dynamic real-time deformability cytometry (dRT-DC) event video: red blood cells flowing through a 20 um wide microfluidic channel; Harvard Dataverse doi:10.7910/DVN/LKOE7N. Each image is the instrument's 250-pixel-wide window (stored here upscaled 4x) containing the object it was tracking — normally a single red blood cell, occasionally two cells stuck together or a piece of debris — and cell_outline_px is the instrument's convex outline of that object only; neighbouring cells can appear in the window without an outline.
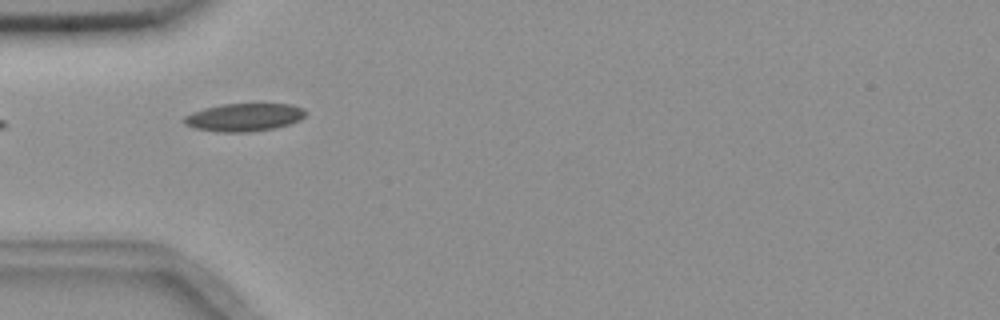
{"species": "common noctule bat (a hibernating species)", "species_latin": "Nyctalus noctula", "temperature_condition": "room temperature", "stored_images_in_passage": 5, "camera_frame_rate_fps": 3000, "um_per_image_px": 0.085, "animal": {"sex": "female", "body_mass_g": 18.4}, "frame": {"image": 1, "passage_image": 5, "time_ms": 4.667, "image_size_px": [1000, 320], "cell_outline_px": [[308, 112], [300, 120], [288, 124], [272, 128], [252, 132], [216, 132], [192, 128], [184, 124], [180, 120], [184, 116], [192, 112], [204, 108], [224, 104], [292, 104], [304, 108]], "centroid_in_image_um": [20.71, 9.97], "position_along_channel_um": 64.3, "area_um2": 20.0}}